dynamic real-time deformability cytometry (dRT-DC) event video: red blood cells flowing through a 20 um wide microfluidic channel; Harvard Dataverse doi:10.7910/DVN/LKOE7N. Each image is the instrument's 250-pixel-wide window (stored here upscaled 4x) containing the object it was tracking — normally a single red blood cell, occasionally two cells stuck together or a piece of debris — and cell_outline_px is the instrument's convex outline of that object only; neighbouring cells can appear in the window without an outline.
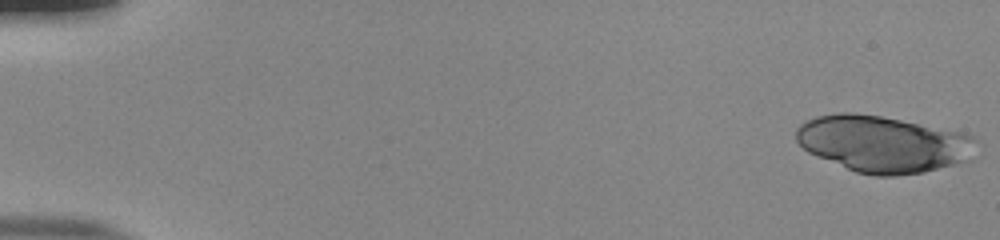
{"species": "human", "species_latin": "Homo sapiens", "temperature_condition": "room temperature", "stored_images_in_passage": 24, "camera_frame_rate_fps": 3000, "um_per_image_px": 0.085, "donor": {"sex": "male"}, "frame": {"image": 1, "passage_image": 1, "time_ms": 0.0, "image_size_px": [1000, 240], "cell_outline_px": [[976, 140], [972, 160], [924, 172], [896, 176], [876, 176], [856, 172], [816, 156], [808, 152], [796, 140], [796, 128], [800, 124], [816, 116], [836, 112], [856, 112], [880, 116], [968, 132], [976, 136]], "centroid_in_image_um": [75.11, 12.22], "position_along_channel_um": 9.9, "area_um2": 60.11}}
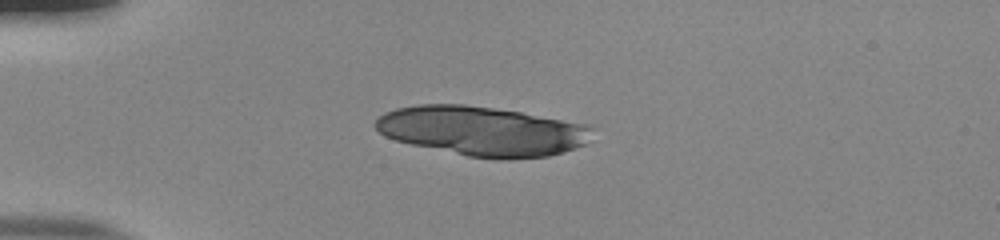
{"frame": {"image": 2, "passage_image": 14, "time_ms": 4.333, "image_size_px": [1000, 240], "cell_outline_px": [[596, 128], [588, 144], [564, 152], [548, 156], [500, 160], [468, 156], [412, 144], [396, 140], [384, 136], [372, 124], [384, 112], [396, 108], [420, 104], [464, 104], [520, 112], [584, 124]], "centroid_in_image_um": [41.01, 11.14], "position_along_channel_um": 44.0, "area_um2": 62.6}}